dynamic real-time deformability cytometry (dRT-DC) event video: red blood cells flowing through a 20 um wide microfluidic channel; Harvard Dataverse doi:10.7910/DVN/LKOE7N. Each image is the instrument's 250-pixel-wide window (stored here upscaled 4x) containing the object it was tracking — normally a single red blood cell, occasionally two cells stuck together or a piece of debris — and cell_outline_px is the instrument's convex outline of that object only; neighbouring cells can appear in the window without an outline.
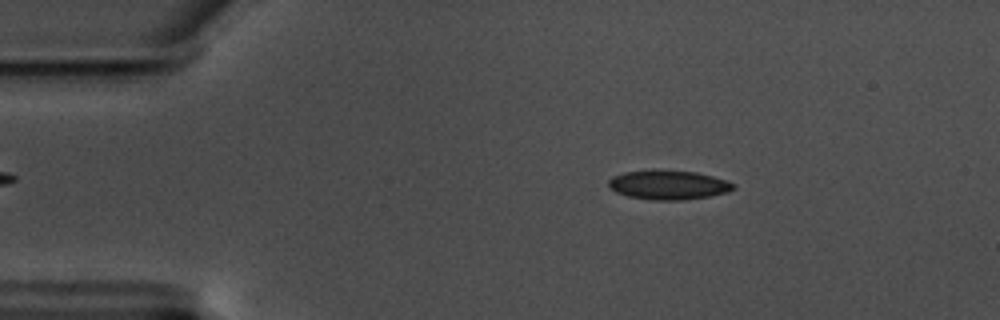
{"species": "common noctule bat (a hibernating species)", "species_latin": "Nyctalus noctula", "temperature_condition": "warm", "stored_images_in_passage": 58, "camera_frame_rate_fps": 3000, "um_per_image_px": 0.085, "animal": {"sex": "male", "body_mass_g": 17.5, "forearm_length_mm": 52.3}, "frame": {"image": 1, "passage_image": 10, "time_ms": 3.0, "image_size_px": [1000, 320], "cell_outline_px": [[736, 188], [728, 192], [708, 196], [680, 200], [656, 200], [628, 196], [616, 192], [608, 184], [608, 180], [612, 176], [624, 172], [696, 172], [712, 176], [736, 184]], "centroid_in_image_um": [56.84, 15.75], "position_along_channel_um": 28.2, "area_um2": 20.46}}
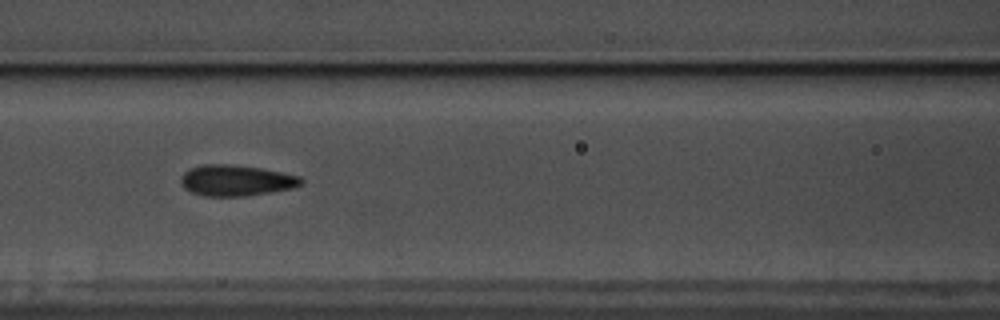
{"frame": {"image": 2, "passage_image": 25, "time_ms": 8.0, "image_size_px": [1000, 320], "cell_outline_px": [[304, 180], [300, 184], [292, 188], [272, 192], [244, 196], [204, 196], [192, 192], [184, 188], [180, 180], [180, 176], [184, 172], [192, 168], [204, 164], [232, 164], [260, 168], [300, 176]], "centroid_in_image_um": [20.05, 15.34], "position_along_channel_um": 146.5, "area_um2": 21.62}}
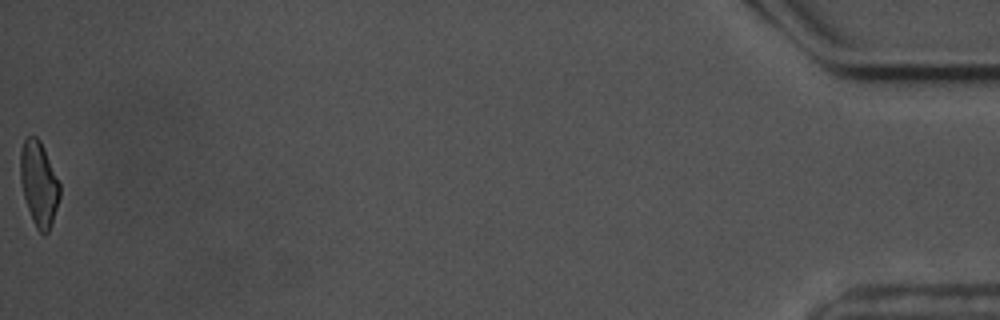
{"frame": {"image": 3, "passage_image": 58, "time_ms": 19.0, "image_size_px": [1000, 320], "cell_outline_px": [[60, 196], [48, 232], [44, 236], [36, 228], [32, 220], [24, 196], [20, 180], [20, 152], [24, 140], [28, 136], [36, 136], [40, 140], [44, 148], [60, 184]], "centroid_in_image_um": [3.3, 15.6], "position_along_channel_um": 431.9, "area_um2": 19.25}, "authors_computed_cell_mechanics": {"area_um2": 20.7213, "velocity_mm_per_s": 3.5332, "shape_relaxation_time_tau1_ms": 5.2159, "shape_relaxation_time_tau2_ms": 1.8567, "deformation_change_tau1": 0.1284, "deformation_change_tau2": 0.0822}}